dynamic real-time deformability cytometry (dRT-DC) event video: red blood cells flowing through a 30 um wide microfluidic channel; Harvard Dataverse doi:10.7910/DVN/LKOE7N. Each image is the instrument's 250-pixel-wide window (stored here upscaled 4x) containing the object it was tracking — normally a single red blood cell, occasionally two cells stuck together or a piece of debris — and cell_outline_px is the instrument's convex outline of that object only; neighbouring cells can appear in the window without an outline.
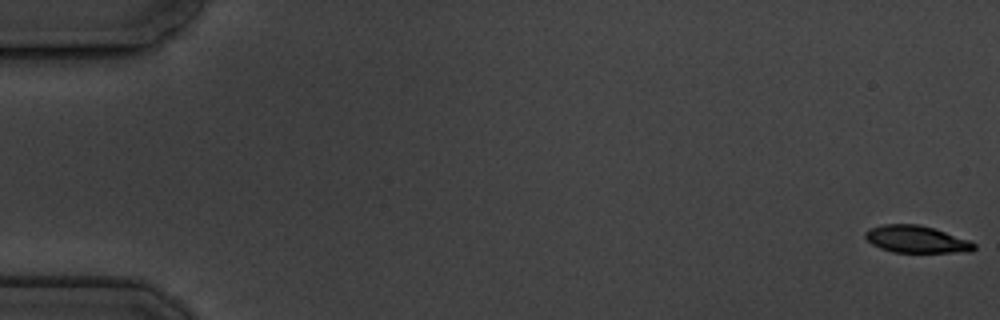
{"species": "common noctule bat (a hibernating species)", "species_latin": "Nyctalus noctula", "temperature_condition": "cold", "stored_images_in_passage": 5, "camera_frame_rate_fps": 3000, "um_per_image_px": 0.085, "animal": {"sex": "male", "body_mass_g": 19.5, "forearm_length_mm": 54.6}, "frame": {"image": 1, "passage_image": 1, "time_ms": 0.0, "image_size_px": [1000, 320], "cell_outline_px": [[976, 248], [972, 252], [892, 252], [880, 248], [872, 244], [864, 236], [864, 232], [868, 228], [884, 224], [916, 224], [932, 228], [972, 240], [976, 244]], "centroid_in_image_um": [77.91, 20.34], "position_along_channel_um": 7.1, "area_um2": 17.34}}